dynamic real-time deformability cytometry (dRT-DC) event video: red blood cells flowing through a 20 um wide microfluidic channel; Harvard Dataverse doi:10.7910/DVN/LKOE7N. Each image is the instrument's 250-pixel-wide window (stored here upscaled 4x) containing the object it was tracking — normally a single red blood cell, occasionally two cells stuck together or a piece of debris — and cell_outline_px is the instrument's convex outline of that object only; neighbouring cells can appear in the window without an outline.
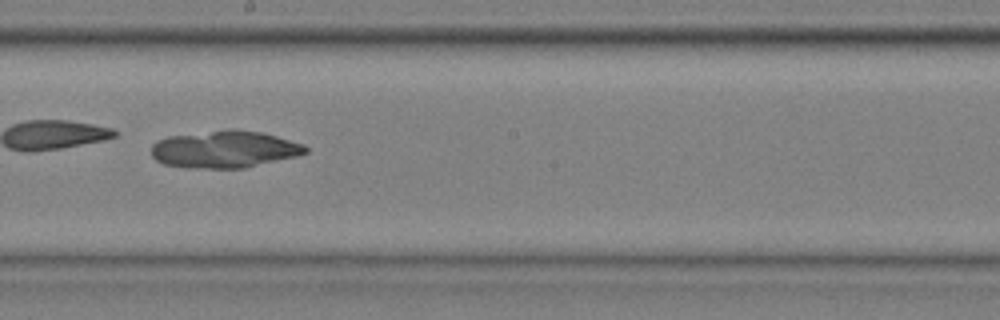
{"species": "common noctule bat (a hibernating species)", "species_latin": "Nyctalus noctula", "temperature_condition": "cold", "stored_images_in_passage": 41, "camera_frame_rate_fps": 3000, "um_per_image_px": 0.085, "animal": {"sex": "male", "body_mass_g": 20.4}, "frame": {"image": 1, "passage_image": 24, "time_ms": 7.667, "image_size_px": [1000, 320], "cell_outline_px": [[308, 152], [296, 156], [244, 168], [188, 168], [164, 164], [156, 160], [152, 156], [152, 144], [156, 140], [168, 136], [228, 128], [236, 128], [264, 132], [304, 144], [308, 148]], "centroid_in_image_um": [19.08, 12.67], "position_along_channel_um": 229.1, "area_um2": 33.81}}